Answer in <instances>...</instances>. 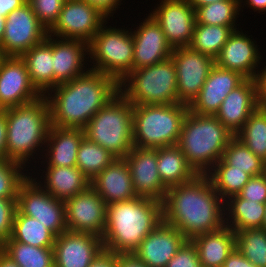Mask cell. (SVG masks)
<instances>
[{
    "mask_svg": "<svg viewBox=\"0 0 266 267\" xmlns=\"http://www.w3.org/2000/svg\"><path fill=\"white\" fill-rule=\"evenodd\" d=\"M57 39L52 38L53 89L87 72L83 71V62L85 54H88V43L81 40Z\"/></svg>",
    "mask_w": 266,
    "mask_h": 267,
    "instance_id": "obj_25",
    "label": "cell"
},
{
    "mask_svg": "<svg viewBox=\"0 0 266 267\" xmlns=\"http://www.w3.org/2000/svg\"><path fill=\"white\" fill-rule=\"evenodd\" d=\"M224 208L208 176L198 174L189 182L167 189L162 202L163 221L192 240L225 226Z\"/></svg>",
    "mask_w": 266,
    "mask_h": 267,
    "instance_id": "obj_1",
    "label": "cell"
},
{
    "mask_svg": "<svg viewBox=\"0 0 266 267\" xmlns=\"http://www.w3.org/2000/svg\"><path fill=\"white\" fill-rule=\"evenodd\" d=\"M234 136L215 116L189 110L177 146L198 174H206L222 158Z\"/></svg>",
    "mask_w": 266,
    "mask_h": 267,
    "instance_id": "obj_5",
    "label": "cell"
},
{
    "mask_svg": "<svg viewBox=\"0 0 266 267\" xmlns=\"http://www.w3.org/2000/svg\"><path fill=\"white\" fill-rule=\"evenodd\" d=\"M31 177L28 176L19 186L16 209L39 220L57 237L67 231L65 203L54 198L41 187L42 183Z\"/></svg>",
    "mask_w": 266,
    "mask_h": 267,
    "instance_id": "obj_10",
    "label": "cell"
},
{
    "mask_svg": "<svg viewBox=\"0 0 266 267\" xmlns=\"http://www.w3.org/2000/svg\"><path fill=\"white\" fill-rule=\"evenodd\" d=\"M103 250L98 235L65 231L54 242L55 267H88Z\"/></svg>",
    "mask_w": 266,
    "mask_h": 267,
    "instance_id": "obj_18",
    "label": "cell"
},
{
    "mask_svg": "<svg viewBox=\"0 0 266 267\" xmlns=\"http://www.w3.org/2000/svg\"><path fill=\"white\" fill-rule=\"evenodd\" d=\"M106 20L105 15L86 1L66 0L58 20L48 30V34L53 38L55 35L60 39L62 37L89 43Z\"/></svg>",
    "mask_w": 266,
    "mask_h": 267,
    "instance_id": "obj_11",
    "label": "cell"
},
{
    "mask_svg": "<svg viewBox=\"0 0 266 267\" xmlns=\"http://www.w3.org/2000/svg\"><path fill=\"white\" fill-rule=\"evenodd\" d=\"M236 26L195 24L189 48L216 59Z\"/></svg>",
    "mask_w": 266,
    "mask_h": 267,
    "instance_id": "obj_33",
    "label": "cell"
},
{
    "mask_svg": "<svg viewBox=\"0 0 266 267\" xmlns=\"http://www.w3.org/2000/svg\"><path fill=\"white\" fill-rule=\"evenodd\" d=\"M132 33L133 70L152 66L171 57L173 48L167 42L161 26L149 15Z\"/></svg>",
    "mask_w": 266,
    "mask_h": 267,
    "instance_id": "obj_19",
    "label": "cell"
},
{
    "mask_svg": "<svg viewBox=\"0 0 266 267\" xmlns=\"http://www.w3.org/2000/svg\"><path fill=\"white\" fill-rule=\"evenodd\" d=\"M170 58L176 68L177 99L190 105L199 95L215 59L189 47L174 48Z\"/></svg>",
    "mask_w": 266,
    "mask_h": 267,
    "instance_id": "obj_13",
    "label": "cell"
},
{
    "mask_svg": "<svg viewBox=\"0 0 266 267\" xmlns=\"http://www.w3.org/2000/svg\"><path fill=\"white\" fill-rule=\"evenodd\" d=\"M85 137L82 128L50 126L46 143L49 146L46 157L48 166L74 167L79 145ZM49 153V154H48ZM48 155V156H47Z\"/></svg>",
    "mask_w": 266,
    "mask_h": 267,
    "instance_id": "obj_26",
    "label": "cell"
},
{
    "mask_svg": "<svg viewBox=\"0 0 266 267\" xmlns=\"http://www.w3.org/2000/svg\"><path fill=\"white\" fill-rule=\"evenodd\" d=\"M198 254L202 267H223L225 260L235 249V233L227 225L198 235L190 240Z\"/></svg>",
    "mask_w": 266,
    "mask_h": 267,
    "instance_id": "obj_27",
    "label": "cell"
},
{
    "mask_svg": "<svg viewBox=\"0 0 266 267\" xmlns=\"http://www.w3.org/2000/svg\"><path fill=\"white\" fill-rule=\"evenodd\" d=\"M88 267H116V254L103 250Z\"/></svg>",
    "mask_w": 266,
    "mask_h": 267,
    "instance_id": "obj_49",
    "label": "cell"
},
{
    "mask_svg": "<svg viewBox=\"0 0 266 267\" xmlns=\"http://www.w3.org/2000/svg\"><path fill=\"white\" fill-rule=\"evenodd\" d=\"M224 0H188L189 4L196 10L198 7Z\"/></svg>",
    "mask_w": 266,
    "mask_h": 267,
    "instance_id": "obj_55",
    "label": "cell"
},
{
    "mask_svg": "<svg viewBox=\"0 0 266 267\" xmlns=\"http://www.w3.org/2000/svg\"><path fill=\"white\" fill-rule=\"evenodd\" d=\"M186 241L178 229L162 220L133 254L149 267H166Z\"/></svg>",
    "mask_w": 266,
    "mask_h": 267,
    "instance_id": "obj_20",
    "label": "cell"
},
{
    "mask_svg": "<svg viewBox=\"0 0 266 267\" xmlns=\"http://www.w3.org/2000/svg\"><path fill=\"white\" fill-rule=\"evenodd\" d=\"M119 86L120 93L133 106L180 103L176 68L171 58L131 71Z\"/></svg>",
    "mask_w": 266,
    "mask_h": 267,
    "instance_id": "obj_8",
    "label": "cell"
},
{
    "mask_svg": "<svg viewBox=\"0 0 266 267\" xmlns=\"http://www.w3.org/2000/svg\"><path fill=\"white\" fill-rule=\"evenodd\" d=\"M262 229L266 231V203H265V218H264Z\"/></svg>",
    "mask_w": 266,
    "mask_h": 267,
    "instance_id": "obj_57",
    "label": "cell"
},
{
    "mask_svg": "<svg viewBox=\"0 0 266 267\" xmlns=\"http://www.w3.org/2000/svg\"><path fill=\"white\" fill-rule=\"evenodd\" d=\"M233 169L243 170L251 177L266 172V162L256 156L241 140L234 136L224 150L221 158Z\"/></svg>",
    "mask_w": 266,
    "mask_h": 267,
    "instance_id": "obj_37",
    "label": "cell"
},
{
    "mask_svg": "<svg viewBox=\"0 0 266 267\" xmlns=\"http://www.w3.org/2000/svg\"><path fill=\"white\" fill-rule=\"evenodd\" d=\"M64 203L67 231L91 233L102 238L107 204L91 186Z\"/></svg>",
    "mask_w": 266,
    "mask_h": 267,
    "instance_id": "obj_14",
    "label": "cell"
},
{
    "mask_svg": "<svg viewBox=\"0 0 266 267\" xmlns=\"http://www.w3.org/2000/svg\"><path fill=\"white\" fill-rule=\"evenodd\" d=\"M46 168L44 187H41L60 201H67L90 186V179L76 166Z\"/></svg>",
    "mask_w": 266,
    "mask_h": 267,
    "instance_id": "obj_29",
    "label": "cell"
},
{
    "mask_svg": "<svg viewBox=\"0 0 266 267\" xmlns=\"http://www.w3.org/2000/svg\"><path fill=\"white\" fill-rule=\"evenodd\" d=\"M224 206H227L224 209L229 211V213L225 212V215L228 216L225 218L227 221H225V225L227 224L234 232L262 228L265 218V204L246 200L238 194L228 198L224 202Z\"/></svg>",
    "mask_w": 266,
    "mask_h": 267,
    "instance_id": "obj_31",
    "label": "cell"
},
{
    "mask_svg": "<svg viewBox=\"0 0 266 267\" xmlns=\"http://www.w3.org/2000/svg\"><path fill=\"white\" fill-rule=\"evenodd\" d=\"M256 46L243 32L234 30L216 57L215 64L238 72L246 79H256L259 70L256 72L255 69L261 59Z\"/></svg>",
    "mask_w": 266,
    "mask_h": 267,
    "instance_id": "obj_22",
    "label": "cell"
},
{
    "mask_svg": "<svg viewBox=\"0 0 266 267\" xmlns=\"http://www.w3.org/2000/svg\"><path fill=\"white\" fill-rule=\"evenodd\" d=\"M157 168L167 189L189 182L198 175L177 145L157 148Z\"/></svg>",
    "mask_w": 266,
    "mask_h": 267,
    "instance_id": "obj_30",
    "label": "cell"
},
{
    "mask_svg": "<svg viewBox=\"0 0 266 267\" xmlns=\"http://www.w3.org/2000/svg\"><path fill=\"white\" fill-rule=\"evenodd\" d=\"M0 267H20V266L0 249Z\"/></svg>",
    "mask_w": 266,
    "mask_h": 267,
    "instance_id": "obj_53",
    "label": "cell"
},
{
    "mask_svg": "<svg viewBox=\"0 0 266 267\" xmlns=\"http://www.w3.org/2000/svg\"><path fill=\"white\" fill-rule=\"evenodd\" d=\"M116 267H149L138 259L133 253L116 254Z\"/></svg>",
    "mask_w": 266,
    "mask_h": 267,
    "instance_id": "obj_50",
    "label": "cell"
},
{
    "mask_svg": "<svg viewBox=\"0 0 266 267\" xmlns=\"http://www.w3.org/2000/svg\"><path fill=\"white\" fill-rule=\"evenodd\" d=\"M41 94L33 86L25 62L6 56L0 64V104L4 109L34 101Z\"/></svg>",
    "mask_w": 266,
    "mask_h": 267,
    "instance_id": "obj_16",
    "label": "cell"
},
{
    "mask_svg": "<svg viewBox=\"0 0 266 267\" xmlns=\"http://www.w3.org/2000/svg\"><path fill=\"white\" fill-rule=\"evenodd\" d=\"M20 58L25 62L33 86L41 94L53 89L52 37L47 38L24 52Z\"/></svg>",
    "mask_w": 266,
    "mask_h": 267,
    "instance_id": "obj_28",
    "label": "cell"
},
{
    "mask_svg": "<svg viewBox=\"0 0 266 267\" xmlns=\"http://www.w3.org/2000/svg\"><path fill=\"white\" fill-rule=\"evenodd\" d=\"M239 195L251 201L266 203V172L262 175L251 177L248 183L242 188Z\"/></svg>",
    "mask_w": 266,
    "mask_h": 267,
    "instance_id": "obj_45",
    "label": "cell"
},
{
    "mask_svg": "<svg viewBox=\"0 0 266 267\" xmlns=\"http://www.w3.org/2000/svg\"><path fill=\"white\" fill-rule=\"evenodd\" d=\"M66 0H27L37 19L49 30L58 20Z\"/></svg>",
    "mask_w": 266,
    "mask_h": 267,
    "instance_id": "obj_42",
    "label": "cell"
},
{
    "mask_svg": "<svg viewBox=\"0 0 266 267\" xmlns=\"http://www.w3.org/2000/svg\"><path fill=\"white\" fill-rule=\"evenodd\" d=\"M4 108L1 106V104H0V115H2L3 113H4Z\"/></svg>",
    "mask_w": 266,
    "mask_h": 267,
    "instance_id": "obj_59",
    "label": "cell"
},
{
    "mask_svg": "<svg viewBox=\"0 0 266 267\" xmlns=\"http://www.w3.org/2000/svg\"><path fill=\"white\" fill-rule=\"evenodd\" d=\"M245 79L238 72L215 64L189 110L197 115L215 116L227 95Z\"/></svg>",
    "mask_w": 266,
    "mask_h": 267,
    "instance_id": "obj_21",
    "label": "cell"
},
{
    "mask_svg": "<svg viewBox=\"0 0 266 267\" xmlns=\"http://www.w3.org/2000/svg\"><path fill=\"white\" fill-rule=\"evenodd\" d=\"M206 175L215 191L224 201L226 198L238 195L251 178L243 170L233 169V166L227 165L222 159Z\"/></svg>",
    "mask_w": 266,
    "mask_h": 267,
    "instance_id": "obj_34",
    "label": "cell"
},
{
    "mask_svg": "<svg viewBox=\"0 0 266 267\" xmlns=\"http://www.w3.org/2000/svg\"><path fill=\"white\" fill-rule=\"evenodd\" d=\"M5 22L6 18L3 15H0V45L5 33Z\"/></svg>",
    "mask_w": 266,
    "mask_h": 267,
    "instance_id": "obj_56",
    "label": "cell"
},
{
    "mask_svg": "<svg viewBox=\"0 0 266 267\" xmlns=\"http://www.w3.org/2000/svg\"><path fill=\"white\" fill-rule=\"evenodd\" d=\"M5 57L6 56L3 54L2 48L0 47V64Z\"/></svg>",
    "mask_w": 266,
    "mask_h": 267,
    "instance_id": "obj_58",
    "label": "cell"
},
{
    "mask_svg": "<svg viewBox=\"0 0 266 267\" xmlns=\"http://www.w3.org/2000/svg\"><path fill=\"white\" fill-rule=\"evenodd\" d=\"M223 267H256L235 247L225 260Z\"/></svg>",
    "mask_w": 266,
    "mask_h": 267,
    "instance_id": "obj_47",
    "label": "cell"
},
{
    "mask_svg": "<svg viewBox=\"0 0 266 267\" xmlns=\"http://www.w3.org/2000/svg\"><path fill=\"white\" fill-rule=\"evenodd\" d=\"M235 136L266 162V110L257 107Z\"/></svg>",
    "mask_w": 266,
    "mask_h": 267,
    "instance_id": "obj_38",
    "label": "cell"
},
{
    "mask_svg": "<svg viewBox=\"0 0 266 267\" xmlns=\"http://www.w3.org/2000/svg\"><path fill=\"white\" fill-rule=\"evenodd\" d=\"M7 124L6 116L0 115V159H5Z\"/></svg>",
    "mask_w": 266,
    "mask_h": 267,
    "instance_id": "obj_52",
    "label": "cell"
},
{
    "mask_svg": "<svg viewBox=\"0 0 266 267\" xmlns=\"http://www.w3.org/2000/svg\"><path fill=\"white\" fill-rule=\"evenodd\" d=\"M236 248L256 267H266V231L262 228L238 230Z\"/></svg>",
    "mask_w": 266,
    "mask_h": 267,
    "instance_id": "obj_39",
    "label": "cell"
},
{
    "mask_svg": "<svg viewBox=\"0 0 266 267\" xmlns=\"http://www.w3.org/2000/svg\"><path fill=\"white\" fill-rule=\"evenodd\" d=\"M91 6H94L97 8L103 15H105L107 18L112 11H115L118 7V3H120V0H84Z\"/></svg>",
    "mask_w": 266,
    "mask_h": 267,
    "instance_id": "obj_48",
    "label": "cell"
},
{
    "mask_svg": "<svg viewBox=\"0 0 266 267\" xmlns=\"http://www.w3.org/2000/svg\"><path fill=\"white\" fill-rule=\"evenodd\" d=\"M24 168L16 161L0 159V198L17 199L19 186L27 178Z\"/></svg>",
    "mask_w": 266,
    "mask_h": 267,
    "instance_id": "obj_41",
    "label": "cell"
},
{
    "mask_svg": "<svg viewBox=\"0 0 266 267\" xmlns=\"http://www.w3.org/2000/svg\"><path fill=\"white\" fill-rule=\"evenodd\" d=\"M250 8H254L255 11H266V0H246Z\"/></svg>",
    "mask_w": 266,
    "mask_h": 267,
    "instance_id": "obj_54",
    "label": "cell"
},
{
    "mask_svg": "<svg viewBox=\"0 0 266 267\" xmlns=\"http://www.w3.org/2000/svg\"><path fill=\"white\" fill-rule=\"evenodd\" d=\"M124 159L130 169L136 196L163 202L167 188L162 183L158 172L157 148L134 146Z\"/></svg>",
    "mask_w": 266,
    "mask_h": 267,
    "instance_id": "obj_17",
    "label": "cell"
},
{
    "mask_svg": "<svg viewBox=\"0 0 266 267\" xmlns=\"http://www.w3.org/2000/svg\"><path fill=\"white\" fill-rule=\"evenodd\" d=\"M85 137L124 158L134 147L133 105L119 92L98 110L84 128Z\"/></svg>",
    "mask_w": 266,
    "mask_h": 267,
    "instance_id": "obj_7",
    "label": "cell"
},
{
    "mask_svg": "<svg viewBox=\"0 0 266 267\" xmlns=\"http://www.w3.org/2000/svg\"><path fill=\"white\" fill-rule=\"evenodd\" d=\"M150 15L161 26L167 42L173 49L189 46L196 18L195 9L188 0H162Z\"/></svg>",
    "mask_w": 266,
    "mask_h": 267,
    "instance_id": "obj_15",
    "label": "cell"
},
{
    "mask_svg": "<svg viewBox=\"0 0 266 267\" xmlns=\"http://www.w3.org/2000/svg\"><path fill=\"white\" fill-rule=\"evenodd\" d=\"M115 159L107 149L84 137L76 156V167L91 181Z\"/></svg>",
    "mask_w": 266,
    "mask_h": 267,
    "instance_id": "obj_36",
    "label": "cell"
},
{
    "mask_svg": "<svg viewBox=\"0 0 266 267\" xmlns=\"http://www.w3.org/2000/svg\"><path fill=\"white\" fill-rule=\"evenodd\" d=\"M7 124L5 159L26 166L35 149L45 145L50 123L46 95L4 110ZM41 144V145H40Z\"/></svg>",
    "mask_w": 266,
    "mask_h": 267,
    "instance_id": "obj_4",
    "label": "cell"
},
{
    "mask_svg": "<svg viewBox=\"0 0 266 267\" xmlns=\"http://www.w3.org/2000/svg\"><path fill=\"white\" fill-rule=\"evenodd\" d=\"M119 87L114 78L91 69L57 85L51 90L55 94L46 95L51 125L84 129L95 113L120 92Z\"/></svg>",
    "mask_w": 266,
    "mask_h": 267,
    "instance_id": "obj_2",
    "label": "cell"
},
{
    "mask_svg": "<svg viewBox=\"0 0 266 267\" xmlns=\"http://www.w3.org/2000/svg\"><path fill=\"white\" fill-rule=\"evenodd\" d=\"M166 267H202L194 244L187 240L169 260Z\"/></svg>",
    "mask_w": 266,
    "mask_h": 267,
    "instance_id": "obj_44",
    "label": "cell"
},
{
    "mask_svg": "<svg viewBox=\"0 0 266 267\" xmlns=\"http://www.w3.org/2000/svg\"><path fill=\"white\" fill-rule=\"evenodd\" d=\"M26 2L27 0H0V15L6 18L9 13L20 8Z\"/></svg>",
    "mask_w": 266,
    "mask_h": 267,
    "instance_id": "obj_51",
    "label": "cell"
},
{
    "mask_svg": "<svg viewBox=\"0 0 266 267\" xmlns=\"http://www.w3.org/2000/svg\"><path fill=\"white\" fill-rule=\"evenodd\" d=\"M257 107V82L245 79L227 95L215 117L236 135Z\"/></svg>",
    "mask_w": 266,
    "mask_h": 267,
    "instance_id": "obj_23",
    "label": "cell"
},
{
    "mask_svg": "<svg viewBox=\"0 0 266 267\" xmlns=\"http://www.w3.org/2000/svg\"><path fill=\"white\" fill-rule=\"evenodd\" d=\"M0 249L20 267H55L53 248L6 241L0 246Z\"/></svg>",
    "mask_w": 266,
    "mask_h": 267,
    "instance_id": "obj_35",
    "label": "cell"
},
{
    "mask_svg": "<svg viewBox=\"0 0 266 267\" xmlns=\"http://www.w3.org/2000/svg\"><path fill=\"white\" fill-rule=\"evenodd\" d=\"M256 77L257 82V106L260 109L266 110V67L261 70Z\"/></svg>",
    "mask_w": 266,
    "mask_h": 267,
    "instance_id": "obj_46",
    "label": "cell"
},
{
    "mask_svg": "<svg viewBox=\"0 0 266 267\" xmlns=\"http://www.w3.org/2000/svg\"><path fill=\"white\" fill-rule=\"evenodd\" d=\"M133 50L131 31L107 28L103 24L88 43V54L96 61L89 69L108 75L120 84L133 71Z\"/></svg>",
    "mask_w": 266,
    "mask_h": 267,
    "instance_id": "obj_9",
    "label": "cell"
},
{
    "mask_svg": "<svg viewBox=\"0 0 266 267\" xmlns=\"http://www.w3.org/2000/svg\"><path fill=\"white\" fill-rule=\"evenodd\" d=\"M189 105L184 103L133 106V144L138 148L177 145Z\"/></svg>",
    "mask_w": 266,
    "mask_h": 267,
    "instance_id": "obj_6",
    "label": "cell"
},
{
    "mask_svg": "<svg viewBox=\"0 0 266 267\" xmlns=\"http://www.w3.org/2000/svg\"><path fill=\"white\" fill-rule=\"evenodd\" d=\"M16 200L0 198V246L11 236Z\"/></svg>",
    "mask_w": 266,
    "mask_h": 267,
    "instance_id": "obj_43",
    "label": "cell"
},
{
    "mask_svg": "<svg viewBox=\"0 0 266 267\" xmlns=\"http://www.w3.org/2000/svg\"><path fill=\"white\" fill-rule=\"evenodd\" d=\"M55 240L56 236L39 220L23 215L16 209L11 236L7 241H17L36 247L53 248Z\"/></svg>",
    "mask_w": 266,
    "mask_h": 267,
    "instance_id": "obj_32",
    "label": "cell"
},
{
    "mask_svg": "<svg viewBox=\"0 0 266 267\" xmlns=\"http://www.w3.org/2000/svg\"><path fill=\"white\" fill-rule=\"evenodd\" d=\"M162 220V202L151 198L136 197L110 203L102 236L104 250L115 254L133 253Z\"/></svg>",
    "mask_w": 266,
    "mask_h": 267,
    "instance_id": "obj_3",
    "label": "cell"
},
{
    "mask_svg": "<svg viewBox=\"0 0 266 267\" xmlns=\"http://www.w3.org/2000/svg\"><path fill=\"white\" fill-rule=\"evenodd\" d=\"M107 205L136 198L130 169L124 158H116L90 182Z\"/></svg>",
    "mask_w": 266,
    "mask_h": 267,
    "instance_id": "obj_24",
    "label": "cell"
},
{
    "mask_svg": "<svg viewBox=\"0 0 266 267\" xmlns=\"http://www.w3.org/2000/svg\"><path fill=\"white\" fill-rule=\"evenodd\" d=\"M48 29L37 19L26 2L6 17L5 33L0 47L5 56L20 57L34 45L43 42Z\"/></svg>",
    "mask_w": 266,
    "mask_h": 267,
    "instance_id": "obj_12",
    "label": "cell"
},
{
    "mask_svg": "<svg viewBox=\"0 0 266 267\" xmlns=\"http://www.w3.org/2000/svg\"><path fill=\"white\" fill-rule=\"evenodd\" d=\"M241 2L240 0H224L198 7L195 10L196 24L235 26Z\"/></svg>",
    "mask_w": 266,
    "mask_h": 267,
    "instance_id": "obj_40",
    "label": "cell"
}]
</instances>
